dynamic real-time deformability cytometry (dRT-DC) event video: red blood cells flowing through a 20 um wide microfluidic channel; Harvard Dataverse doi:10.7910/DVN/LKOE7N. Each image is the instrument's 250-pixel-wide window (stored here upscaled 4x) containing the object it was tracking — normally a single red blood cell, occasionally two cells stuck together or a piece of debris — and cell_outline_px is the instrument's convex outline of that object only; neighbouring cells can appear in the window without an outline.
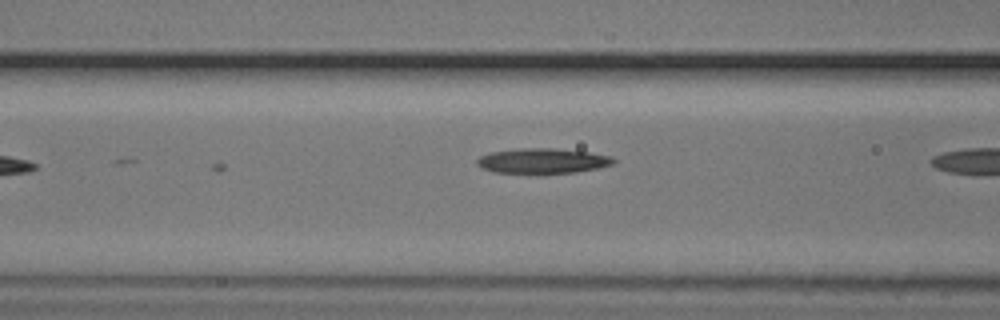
{"species": "common noctule bat (a hibernating species)", "species_latin": "Nyctalus noctula", "temperature_condition": "cold", "stored_images_in_passage": 8, "camera_frame_rate_fps": 3000, "um_per_image_px": 0.085, "animal": {"sex": "male", "body_mass_g": 20.5, "forearm_length_mm": 52.5}, "frame": {"image": 1, "passage_image": 8, "time_ms": 2.333, "image_size_px": [1000, 320], "cell_outline_px": [[616, 160], [612, 164], [600, 168], [576, 172], [540, 176], [536, 176], [492, 172], [480, 168], [476, 164], [476, 160], [480, 156], [492, 152], [520, 148], [556, 148], [588, 152], [612, 156]], "centroid_in_image_um": [46.08, 13.72], "position_along_channel_um": 120.5, "area_um2": 21.04}}